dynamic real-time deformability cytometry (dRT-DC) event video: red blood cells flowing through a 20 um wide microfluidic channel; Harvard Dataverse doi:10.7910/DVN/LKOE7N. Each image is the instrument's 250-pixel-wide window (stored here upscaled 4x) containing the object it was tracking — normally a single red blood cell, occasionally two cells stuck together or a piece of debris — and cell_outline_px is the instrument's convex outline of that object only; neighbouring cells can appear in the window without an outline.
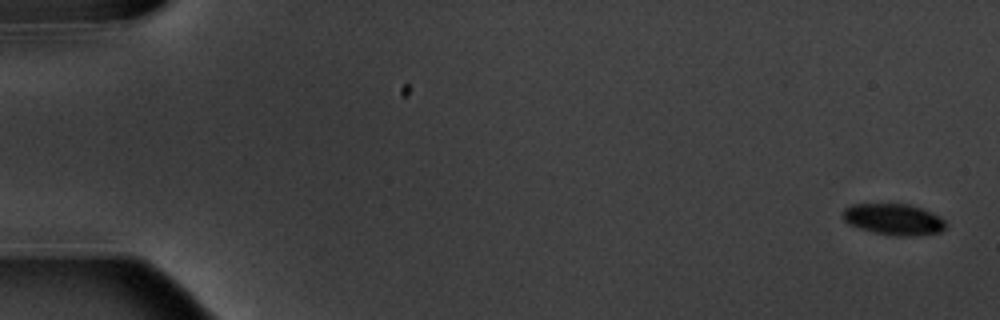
{"species": "common noctule bat (a hibernating species)", "species_latin": "Nyctalus noctula", "temperature_condition": "warm", "stored_images_in_passage": 6, "camera_frame_rate_fps": 3000, "um_per_image_px": 0.085, "animal": {"sex": "male", "body_mass_g": 20.1, "forearm_length_mm": 53.5}, "frame": {"image": 1, "passage_image": 1, "time_ms": 0.0, "image_size_px": [1000, 320], "cell_outline_px": [[948, 224], [940, 232], [908, 236], [896, 236], [872, 232], [848, 224], [840, 216], [840, 212], [844, 208], [852, 204], [908, 204], [932, 212], [940, 216]], "centroid_in_image_um": [75.92, 18.64], "position_along_channel_um": 9.1, "area_um2": 18.9}}
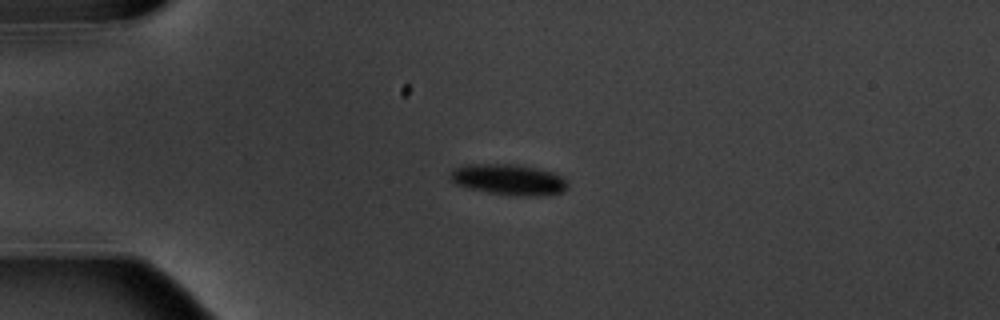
{"frame": {"image": 2, "passage_image": 4, "time_ms": 4.333, "image_size_px": [1000, 320], "cell_outline_px": [[568, 188], [564, 192], [544, 196], [512, 196], [488, 192], [468, 188], [456, 184], [452, 180], [452, 172], [456, 168], [464, 164], [516, 164], [556, 172], [568, 180]], "centroid_in_image_um": [43.34, 15.27], "position_along_channel_um": 41.7, "area_um2": 21.39}}